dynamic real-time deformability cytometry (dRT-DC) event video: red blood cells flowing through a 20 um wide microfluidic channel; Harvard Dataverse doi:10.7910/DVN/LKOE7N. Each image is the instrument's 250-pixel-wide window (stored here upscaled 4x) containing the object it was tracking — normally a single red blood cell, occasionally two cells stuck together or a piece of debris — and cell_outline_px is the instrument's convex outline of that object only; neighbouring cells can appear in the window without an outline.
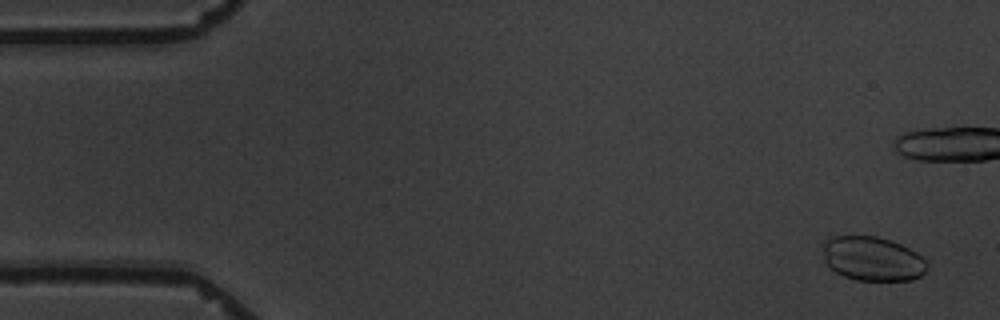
{"species": "common noctule bat (a hibernating species)", "species_latin": "Nyctalus noctula", "temperature_condition": "warm", "stored_images_in_passage": 5, "camera_frame_rate_fps": 3000, "um_per_image_px": 0.085, "animal": {"sex": "male", "body_mass_g": 19.5, "forearm_length_mm": 54.6}, "frame": {"image": 1, "passage_image": 1, "time_ms": 0.0, "image_size_px": [1000, 320], "cell_outline_px": [[928, 264], [924, 272], [920, 276], [912, 280], [856, 280], [844, 276], [836, 272], [824, 260], [824, 240], [832, 236], [876, 236], [900, 244], [916, 252]], "centroid_in_image_um": [74.15, 21.99], "position_along_channel_um": 10.8, "area_um2": 26.59}}